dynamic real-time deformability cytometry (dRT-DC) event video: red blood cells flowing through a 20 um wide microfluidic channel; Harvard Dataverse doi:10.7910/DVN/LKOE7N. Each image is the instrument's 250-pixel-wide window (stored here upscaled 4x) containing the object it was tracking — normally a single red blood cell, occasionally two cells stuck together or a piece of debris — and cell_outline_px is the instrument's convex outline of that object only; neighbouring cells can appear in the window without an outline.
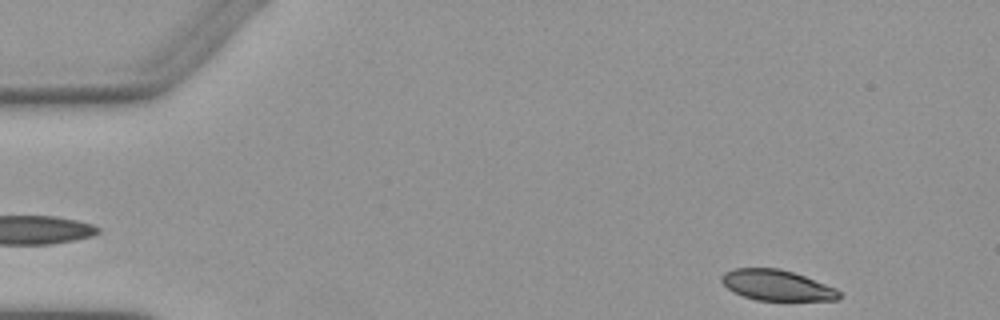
{"species": "Egyptian fruit bat (a non-hibernating species)", "species_latin": "Rousettus aegyptiacus", "temperature_condition": "warm", "stored_images_in_passage": 2, "camera_frame_rate_fps": 3000, "um_per_image_px": 0.085, "animal": {"sex": "female"}, "frame": {"image": 1, "passage_image": 2, "time_ms": 1.333, "image_size_px": [1000, 320], "cell_outline_px": [[840, 296], [836, 300], [756, 300], [732, 292], [720, 280], [720, 276], [724, 272], [732, 268], [780, 268], [804, 276], [836, 288], [840, 292]], "centroid_in_image_um": [65.98, 24.24], "position_along_channel_um": 19.0, "area_um2": 20.92}}